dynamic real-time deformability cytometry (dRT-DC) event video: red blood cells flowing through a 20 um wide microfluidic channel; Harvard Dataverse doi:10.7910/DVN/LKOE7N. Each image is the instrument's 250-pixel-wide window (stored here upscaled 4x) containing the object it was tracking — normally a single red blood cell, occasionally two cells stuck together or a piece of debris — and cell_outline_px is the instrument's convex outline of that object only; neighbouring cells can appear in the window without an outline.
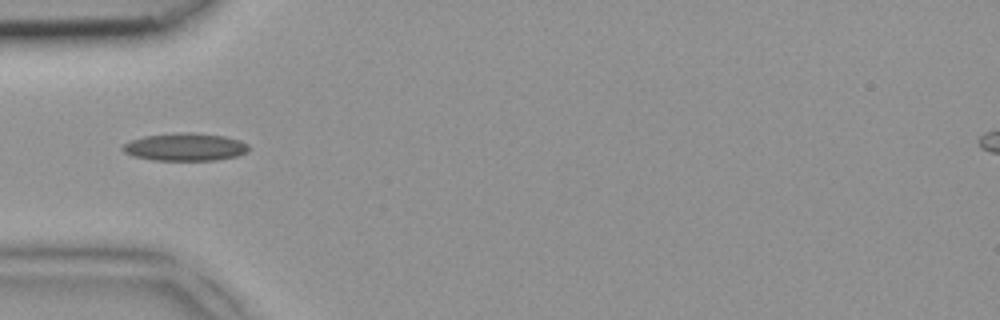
{"species": "common noctule bat (a hibernating species)", "species_latin": "Nyctalus noctula", "temperature_condition": "room temperature", "stored_images_in_passage": 4, "camera_frame_rate_fps": 3000, "um_per_image_px": 0.085, "animal": {"sex": "female", "body_mass_g": 18.4}, "frame": {"image": 1, "passage_image": 4, "time_ms": 1.0, "image_size_px": [1000, 320], "cell_outline_px": [[248, 152], [236, 156], [216, 160], [156, 160], [132, 156], [124, 152], [120, 148], [124, 144], [132, 140], [144, 136], [180, 132], [192, 132], [224, 136], [240, 140], [248, 144]], "centroid_in_image_um": [15.74, 12.49], "position_along_channel_um": 69.3, "area_um2": 20.35}}